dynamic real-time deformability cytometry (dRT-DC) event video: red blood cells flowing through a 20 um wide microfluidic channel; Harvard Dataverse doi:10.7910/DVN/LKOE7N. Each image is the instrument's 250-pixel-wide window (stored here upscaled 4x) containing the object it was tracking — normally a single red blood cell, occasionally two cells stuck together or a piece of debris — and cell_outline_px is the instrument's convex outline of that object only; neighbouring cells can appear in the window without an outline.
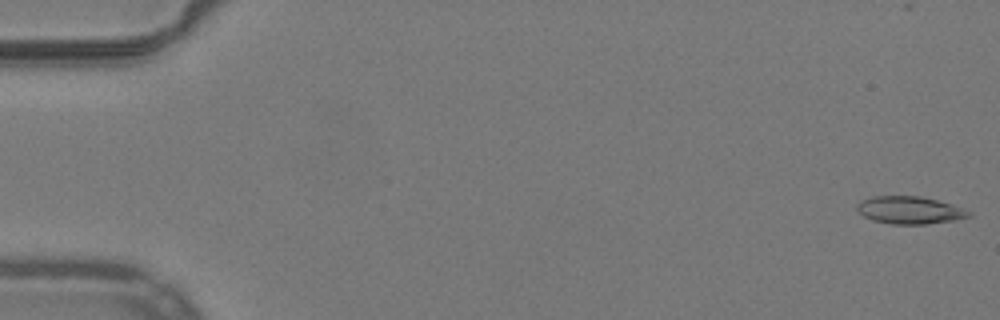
{"species": "common noctule bat (a hibernating species)", "species_latin": "Nyctalus noctula", "temperature_condition": "warm", "stored_images_in_passage": 52, "camera_frame_rate_fps": 3000, "um_per_image_px": 0.085, "animal": {"sex": "male", "body_mass_g": 19.2, "forearm_length_mm": 51.8}, "frame": {"image": 1, "passage_image": 1, "time_ms": 0.0, "image_size_px": [1000, 320], "cell_outline_px": [[972, 216], [956, 220], [924, 224], [892, 224], [872, 220], [856, 212], [856, 204], [860, 200], [872, 196], [920, 196], [952, 204], [972, 212]], "centroid_in_image_um": [77.29, 17.86], "position_along_channel_um": 7.7, "area_um2": 18.09}}
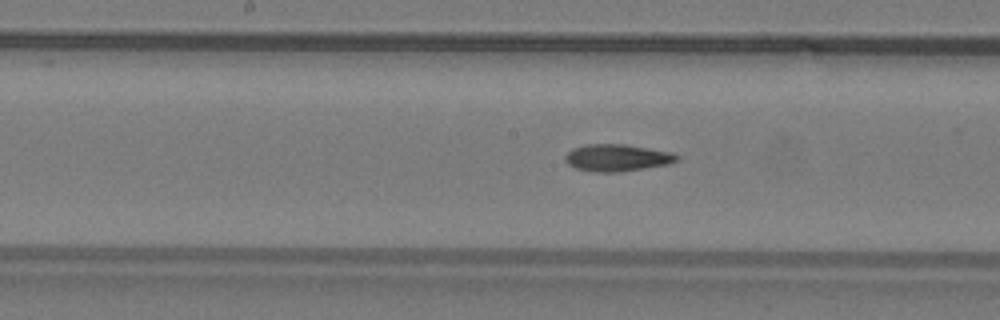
{"frame": {"image": 2, "passage_image": 27, "time_ms": 8.667, "image_size_px": [1000, 320], "cell_outline_px": [[680, 160], [668, 164], [620, 172], [592, 172], [576, 168], [568, 164], [564, 160], [564, 156], [572, 148], [584, 144], [624, 144], [672, 152], [680, 156]], "centroid_in_image_um": [52.44, 13.41], "position_along_channel_um": 195.8, "area_um2": 17.74}}
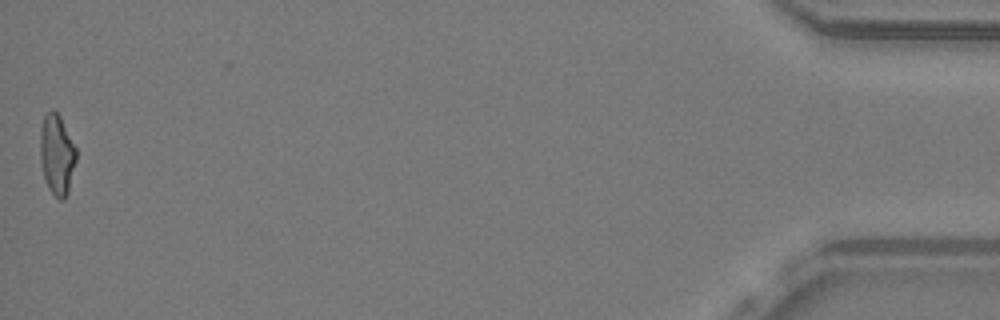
{"frame": {"image": 3, "passage_image": 52, "time_ms": 17.0, "image_size_px": [1000, 320], "cell_outline_px": [[76, 160], [68, 192], [64, 200], [60, 200], [48, 188], [44, 176], [40, 160], [40, 128], [44, 116], [52, 108], [60, 116], [76, 148]], "centroid_in_image_um": [4.83, 13.13], "position_along_channel_um": 430.4, "area_um2": 16.82}, "authors_computed_cell_mechanics": {"area_um2": 17.2533, "velocity_mm_per_s": 3.9969, "shape_relaxation_time_tau1_ms": null, "shape_relaxation_time_tau2_ms": 5.0779, "deformation_change_tau1": null, "deformation_change_tau2": 0.1559}}